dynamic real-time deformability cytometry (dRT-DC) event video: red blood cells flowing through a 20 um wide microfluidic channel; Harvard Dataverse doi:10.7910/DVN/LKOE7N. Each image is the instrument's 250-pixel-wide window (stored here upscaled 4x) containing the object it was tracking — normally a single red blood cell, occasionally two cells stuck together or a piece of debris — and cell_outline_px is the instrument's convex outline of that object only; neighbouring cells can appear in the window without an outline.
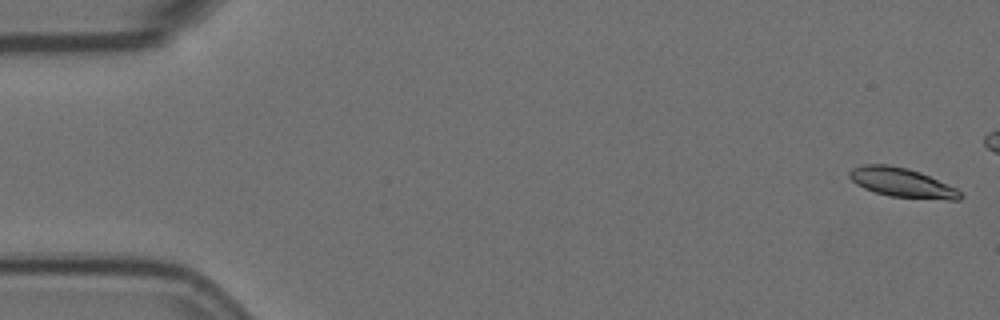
{"species": "Egyptian fruit bat (a non-hibernating species)", "species_latin": "Rousettus aegyptiacus", "temperature_condition": "room temperature", "stored_images_in_passage": 6, "camera_frame_rate_fps": 3000, "um_per_image_px": 0.085, "animal": {"sex": "female"}, "frame": {"image": 1, "passage_image": 1, "time_ms": 0.0, "image_size_px": [1000, 320], "cell_outline_px": [[964, 196], [960, 200], [948, 200], [892, 196], [876, 192], [864, 188], [856, 184], [848, 176], [848, 172], [852, 168], [864, 164], [888, 164], [908, 168], [920, 172], [956, 188]], "centroid_in_image_um": [76.66, 15.51], "position_along_channel_um": 8.3, "area_um2": 18.84}}
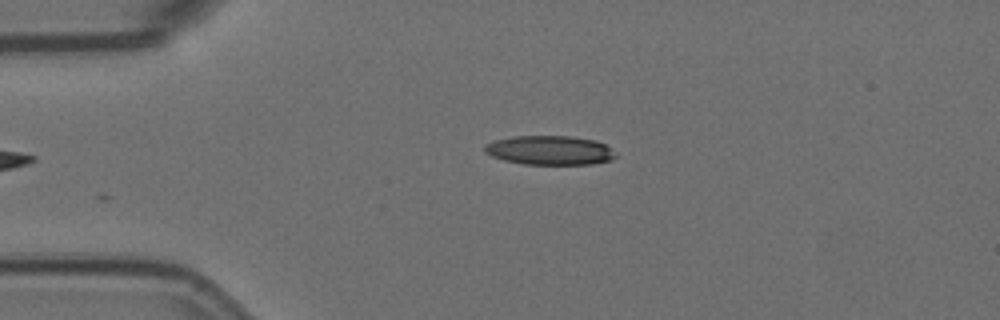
{"frame": {"image": 2, "passage_image": 6, "time_ms": 1.667, "image_size_px": [1000, 320], "cell_outline_px": [[616, 156], [608, 160], [592, 164], [524, 164], [504, 160], [492, 156], [484, 152], [484, 144], [496, 140], [512, 136], [572, 136], [596, 140], [604, 144]], "centroid_in_image_um": [46.67, 12.76], "position_along_channel_um": 38.3, "area_um2": 22.08}}